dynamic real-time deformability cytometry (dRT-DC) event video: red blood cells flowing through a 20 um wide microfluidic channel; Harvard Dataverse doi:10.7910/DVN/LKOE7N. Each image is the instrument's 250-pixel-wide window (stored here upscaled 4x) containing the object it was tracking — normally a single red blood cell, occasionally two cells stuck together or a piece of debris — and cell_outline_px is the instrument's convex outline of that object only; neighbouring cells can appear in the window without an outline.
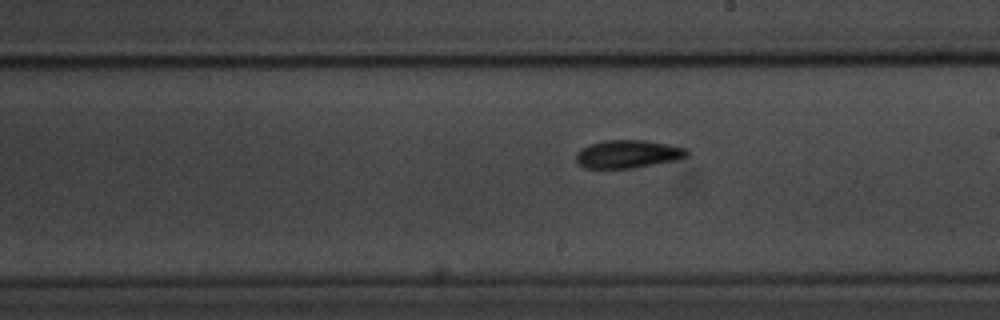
{"species": "common noctule bat (a hibernating species)", "species_latin": "Nyctalus noctula", "temperature_condition": "room temperature", "stored_images_in_passage": 20, "camera_frame_rate_fps": 3000, "um_per_image_px": 0.085, "animal": {"sex": "male", "body_mass_g": 20.1, "forearm_length_mm": 53.5}, "frame": {"image": 1, "passage_image": 17, "time_ms": 5.333, "image_size_px": [1000, 320], "cell_outline_px": [[688, 156], [680, 160], [632, 168], [584, 168], [576, 160], [576, 152], [580, 148], [588, 144], [604, 140], [644, 140], [668, 144], [684, 148], [688, 152]], "centroid_in_image_um": [53.36, 13.09], "position_along_channel_um": 235.6, "area_um2": 18.26}}